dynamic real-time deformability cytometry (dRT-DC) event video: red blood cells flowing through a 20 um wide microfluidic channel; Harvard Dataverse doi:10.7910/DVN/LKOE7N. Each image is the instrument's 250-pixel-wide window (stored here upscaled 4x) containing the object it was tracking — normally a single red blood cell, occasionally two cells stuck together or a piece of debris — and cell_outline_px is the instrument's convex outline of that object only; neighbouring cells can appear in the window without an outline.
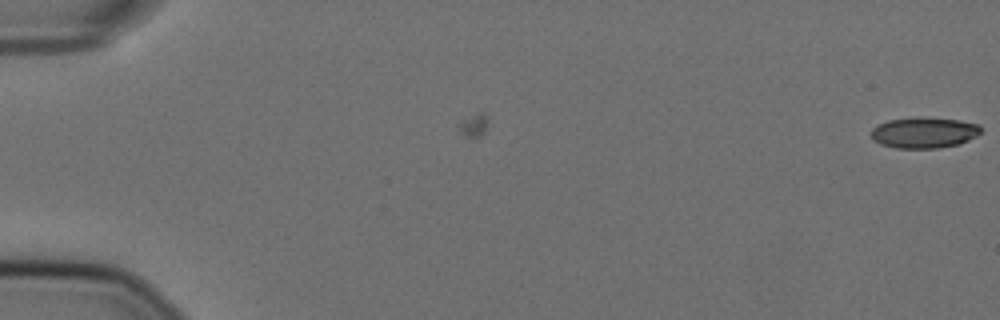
{"species": "Egyptian fruit bat (a non-hibernating species)", "species_latin": "Rousettus aegyptiacus", "temperature_condition": "cold", "stored_images_in_passage": 4, "camera_frame_rate_fps": 3000, "um_per_image_px": 0.085, "animal": {"sex": "female"}, "frame": {"image": 1, "passage_image": 4, "time_ms": 1.0, "image_size_px": [1000, 320], "cell_outline_px": [[980, 132], [976, 136], [960, 144], [936, 148], [896, 148], [880, 144], [872, 140], [872, 128], [876, 124], [888, 120], [960, 120], [980, 124]], "centroid_in_image_um": [78.53, 11.32], "position_along_channel_um": 6.5, "area_um2": 18.96}}